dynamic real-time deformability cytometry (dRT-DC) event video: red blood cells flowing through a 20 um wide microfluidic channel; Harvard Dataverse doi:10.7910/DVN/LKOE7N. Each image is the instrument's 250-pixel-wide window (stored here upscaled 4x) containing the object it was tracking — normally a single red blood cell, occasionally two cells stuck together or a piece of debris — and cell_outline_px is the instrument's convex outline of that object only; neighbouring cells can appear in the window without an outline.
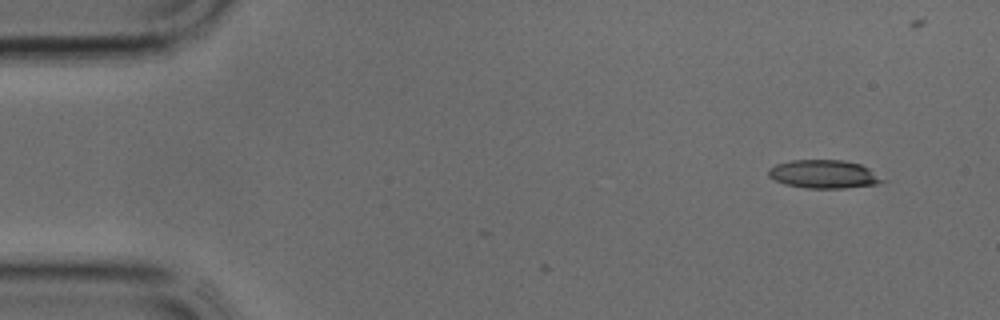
{"species": "common noctule bat (a hibernating species)", "species_latin": "Nyctalus noctula", "temperature_condition": "cold", "stored_images_in_passage": 4, "camera_frame_rate_fps": 3000, "um_per_image_px": 0.085, "animal": {"sex": "male", "body_mass_g": 17.9, "forearm_length_mm": 54.2}, "frame": {"image": 1, "passage_image": 1, "time_ms": 0.0, "image_size_px": [1000, 320], "cell_outline_px": [[888, 180], [876, 184], [844, 188], [808, 188], [784, 184], [768, 176], [768, 168], [776, 164], [792, 160], [844, 160], [860, 164], [868, 168]], "centroid_in_image_um": [70.04, 14.8], "position_along_channel_um": 15.0, "area_um2": 18.84}}